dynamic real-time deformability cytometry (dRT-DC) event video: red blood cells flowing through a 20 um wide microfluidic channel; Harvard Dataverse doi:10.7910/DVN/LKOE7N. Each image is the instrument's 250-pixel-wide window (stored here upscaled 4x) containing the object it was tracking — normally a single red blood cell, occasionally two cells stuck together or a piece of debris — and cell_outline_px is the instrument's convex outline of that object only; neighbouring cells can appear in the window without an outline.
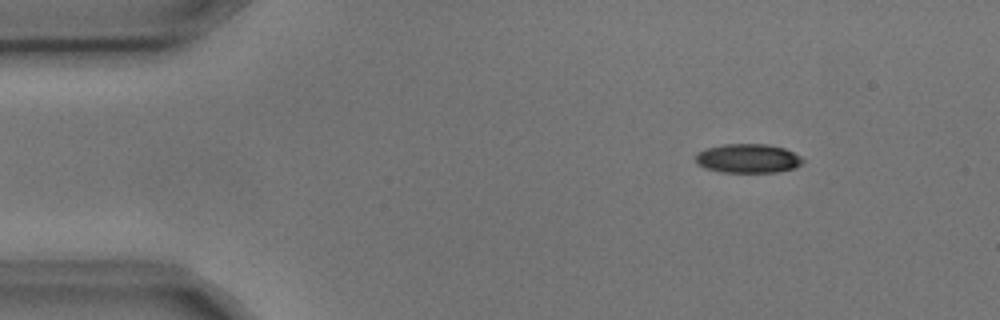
{"species": "common noctule bat (a hibernating species)", "species_latin": "Nyctalus noctula", "temperature_condition": "cold", "stored_images_in_passage": 3, "camera_frame_rate_fps": 3000, "um_per_image_px": 0.085, "animal": {"sex": "male", "body_mass_g": 17.9, "forearm_length_mm": 54.2}, "frame": {"image": 1, "passage_image": 1, "time_ms": 0.0, "image_size_px": [1000, 320], "cell_outline_px": [[804, 164], [796, 168], [776, 172], [720, 172], [704, 168], [696, 164], [696, 156], [704, 148], [724, 144], [768, 144], [784, 148], [800, 156], [804, 160]], "centroid_in_image_um": [63.59, 13.47], "position_along_channel_um": 21.4, "area_um2": 18.32}}